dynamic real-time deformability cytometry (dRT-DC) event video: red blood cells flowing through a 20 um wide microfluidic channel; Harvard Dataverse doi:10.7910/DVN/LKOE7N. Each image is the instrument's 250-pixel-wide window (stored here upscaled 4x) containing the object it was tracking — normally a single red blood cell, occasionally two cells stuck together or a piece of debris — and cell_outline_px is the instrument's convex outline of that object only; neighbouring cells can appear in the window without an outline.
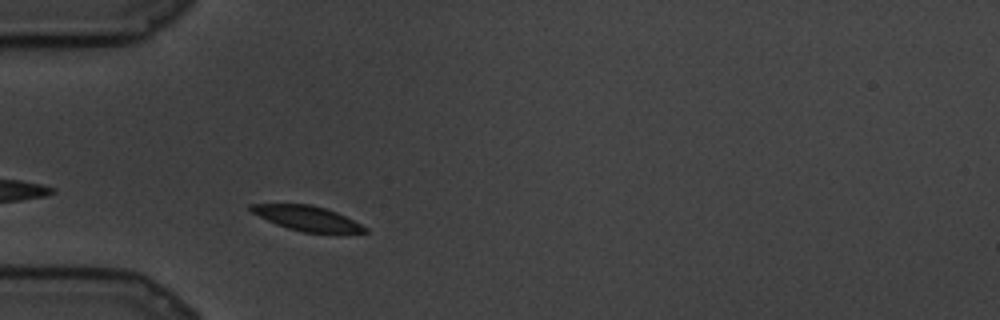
{"species": "common noctule bat (a hibernating species)", "species_latin": "Nyctalus noctula", "temperature_condition": "cold", "stored_images_in_passage": 55, "camera_frame_rate_fps": 3000, "um_per_image_px": 0.085, "animal": {"sex": "male", "body_mass_g": 19.5, "forearm_length_mm": 54.6}, "frame": {"image": 1, "passage_image": 6, "time_ms": 1.667, "image_size_px": [1000, 320], "cell_outline_px": [[368, 232], [304, 232], [288, 228], [276, 224], [252, 212], [248, 208], [248, 204], [312, 204], [336, 212], [368, 228]], "centroid_in_image_um": [26.07, 18.54], "position_along_channel_um": 58.9, "area_um2": 16.07}}
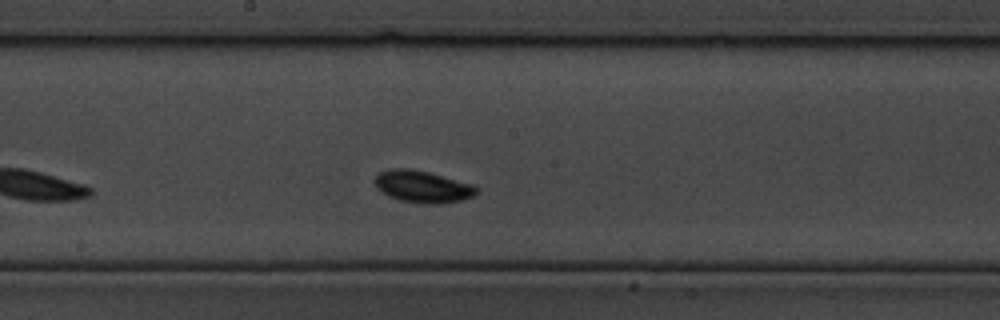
{"frame": {"image": 2, "passage_image": 27, "time_ms": 8.667, "image_size_px": [1000, 320], "cell_outline_px": [[476, 192], [472, 196], [460, 200], [436, 204], [428, 204], [400, 200], [388, 196], [380, 192], [376, 188], [376, 176], [380, 172], [388, 168], [412, 168], [428, 172], [472, 184], [476, 188]], "centroid_in_image_um": [35.86, 15.85], "position_along_channel_um": 212.3, "area_um2": 18.73}}
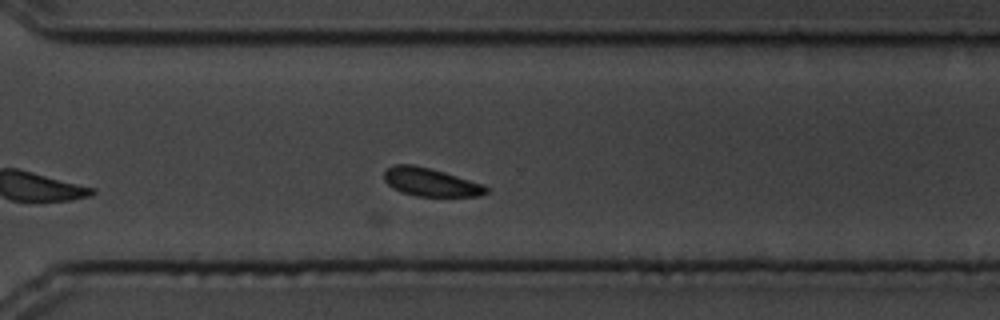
{"frame": {"image": 3, "passage_image": 43, "time_ms": 14.0, "image_size_px": [1000, 320], "cell_outline_px": [[488, 192], [480, 196], [416, 196], [400, 192], [388, 184], [384, 180], [384, 172], [392, 164], [412, 164], [444, 172], [484, 184], [488, 188]], "centroid_in_image_um": [36.6, 15.48], "position_along_channel_um": 334.0, "area_um2": 16.76}}